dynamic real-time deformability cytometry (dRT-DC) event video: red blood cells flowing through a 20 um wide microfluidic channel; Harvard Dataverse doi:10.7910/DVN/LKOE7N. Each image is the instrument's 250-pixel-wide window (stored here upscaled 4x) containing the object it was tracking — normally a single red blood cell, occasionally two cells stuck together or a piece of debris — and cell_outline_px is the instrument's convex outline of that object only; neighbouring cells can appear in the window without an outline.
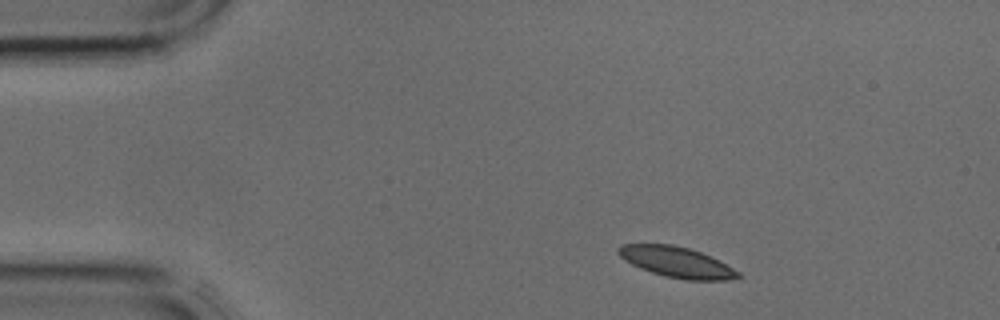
{"species": "common noctule bat (a hibernating species)", "species_latin": "Nyctalus noctula", "temperature_condition": "cold", "stored_images_in_passage": 2, "camera_frame_rate_fps": 3000, "um_per_image_px": 0.085, "animal": {"sex": "male", "body_mass_g": 17.9, "forearm_length_mm": 54.2}, "frame": {"image": 1, "passage_image": 1, "time_ms": 0.0, "image_size_px": [1000, 320], "cell_outline_px": [[744, 276], [728, 280], [688, 280], [668, 276], [652, 272], [640, 268], [624, 260], [616, 252], [616, 248], [620, 244], [672, 244], [688, 248], [700, 252], [720, 260], [740, 272]], "centroid_in_image_um": [57.53, 22.27], "position_along_channel_um": 27.5, "area_um2": 21.39}}